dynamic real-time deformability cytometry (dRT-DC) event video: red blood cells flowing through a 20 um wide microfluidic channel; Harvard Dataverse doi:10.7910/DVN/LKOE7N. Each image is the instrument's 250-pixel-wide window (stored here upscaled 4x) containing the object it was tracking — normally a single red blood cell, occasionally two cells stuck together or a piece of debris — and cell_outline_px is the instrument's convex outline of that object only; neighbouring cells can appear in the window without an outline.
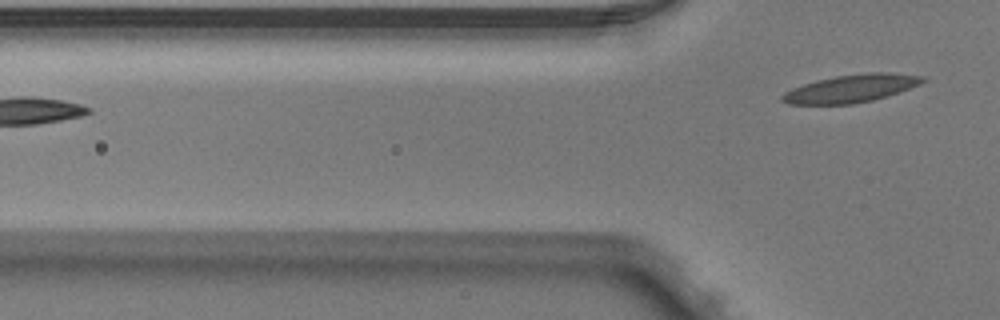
{"species": "Egyptian fruit bat (a non-hibernating species)", "species_latin": "Rousettus aegyptiacus", "temperature_condition": "warm", "stored_images_in_passage": 4, "camera_frame_rate_fps": 3000, "um_per_image_px": 0.085, "animal": {"sex": "male"}, "frame": {"image": 1, "passage_image": 4, "time_ms": 1.0, "image_size_px": [1000, 320], "cell_outline_px": [[928, 80], [920, 84], [900, 92], [888, 96], [872, 100], [852, 104], [788, 104], [780, 100], [780, 96], [784, 92], [792, 88], [816, 80], [836, 76], [872, 72], [888, 72], [924, 76]], "centroid_in_image_um": [72.36, 7.52], "position_along_channel_um": 53.4, "area_um2": 22.83}}